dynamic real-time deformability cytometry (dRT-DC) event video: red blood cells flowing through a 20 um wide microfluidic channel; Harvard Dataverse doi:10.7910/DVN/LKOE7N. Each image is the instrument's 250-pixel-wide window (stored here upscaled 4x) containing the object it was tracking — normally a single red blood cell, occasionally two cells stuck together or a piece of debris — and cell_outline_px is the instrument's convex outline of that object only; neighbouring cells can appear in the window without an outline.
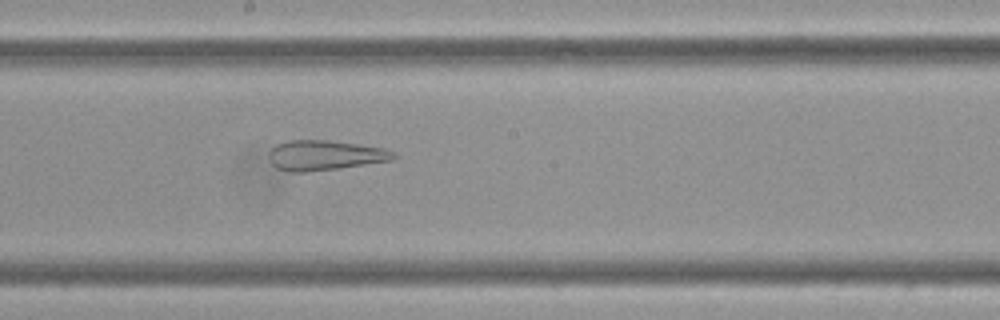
{"species": "Egyptian fruit bat (a non-hibernating species)", "species_latin": "Rousettus aegyptiacus", "temperature_condition": "cold", "stored_images_in_passage": 60, "camera_frame_rate_fps": 3000, "um_per_image_px": 0.085, "frame": {"image": 1, "passage_image": 33, "time_ms": 10.667, "image_size_px": [1000, 320], "cell_outline_px": [[396, 156], [392, 160], [308, 172], [288, 172], [276, 168], [272, 164], [272, 148], [276, 144], [288, 140], [328, 140], [384, 148], [396, 152]], "centroid_in_image_um": [27.62, 13.2], "position_along_channel_um": 220.6, "area_um2": 21.44}}
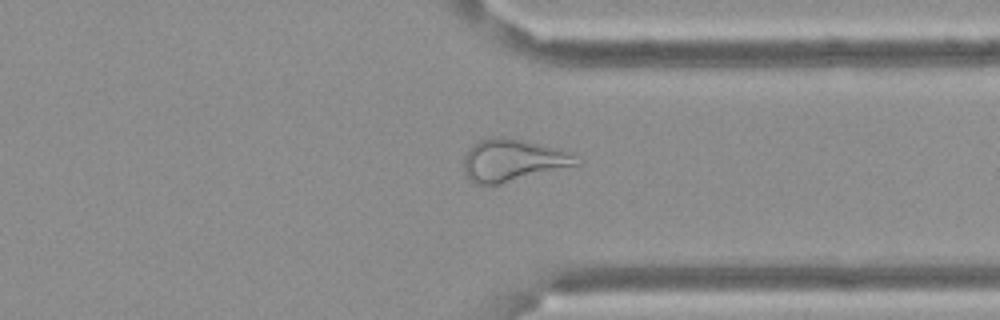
{"frame": {"image": 2, "passage_image": 46, "time_ms": 15.0, "image_size_px": [1000, 320], "cell_outline_px": [[584, 160], [580, 164], [500, 184], [476, 184], [464, 172], [464, 156], [468, 148], [476, 140], [492, 136], [500, 136], [520, 140], [556, 148], [568, 152]], "centroid_in_image_um": [43.57, 13.61], "position_along_channel_um": 367.8, "area_um2": 27.63}}
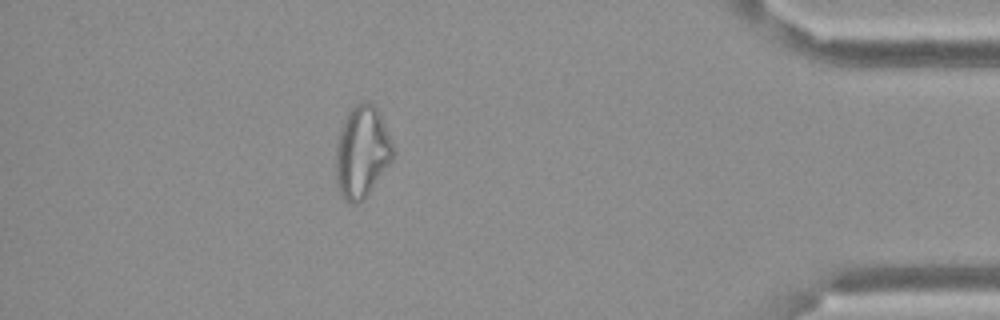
{"frame": {"image": 3, "passage_image": 53, "time_ms": 17.333, "image_size_px": [1000, 320], "cell_outline_px": [[392, 160], [368, 192], [356, 204], [352, 204], [340, 192], [336, 180], [336, 144], [340, 128], [348, 112], [356, 104], [364, 100], [372, 104], [376, 108], [380, 116], [392, 144]], "centroid_in_image_um": [30.73, 12.88], "position_along_channel_um": 404.5, "area_um2": 29.65}}